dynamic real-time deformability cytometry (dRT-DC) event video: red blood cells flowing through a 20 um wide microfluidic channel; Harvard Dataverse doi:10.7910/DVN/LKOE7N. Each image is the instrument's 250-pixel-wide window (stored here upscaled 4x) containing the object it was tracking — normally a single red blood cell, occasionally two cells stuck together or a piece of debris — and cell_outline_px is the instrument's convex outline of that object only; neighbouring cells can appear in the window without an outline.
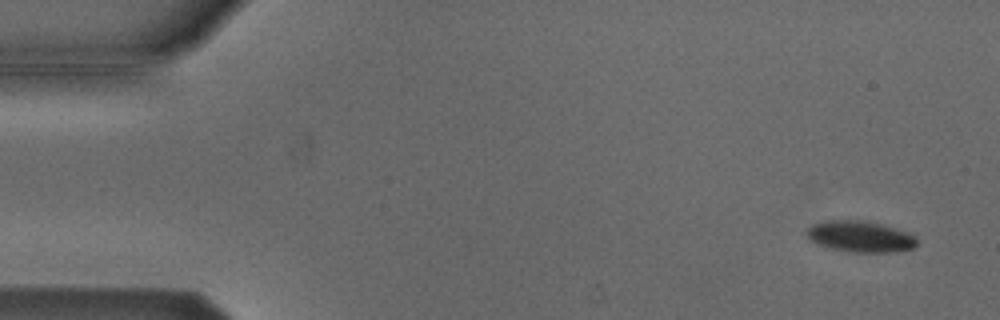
{"species": "Egyptian fruit bat (a non-hibernating species)", "species_latin": "Rousettus aegyptiacus", "temperature_condition": "cold", "stored_images_in_passage": 6, "segment_of_instrument_passage": [2, 2], "camera_frame_rate_fps": 3000, "um_per_image_px": 0.085, "animal": {"sex": "male"}, "frame": {"image": 1, "passage_image": 6, "time_ms": 1.667, "image_size_px": [1000, 320], "cell_outline_px": [[916, 244], [912, 248], [888, 252], [856, 252], [832, 248], [808, 240], [808, 228], [812, 224], [824, 220], [864, 220], [896, 228], [908, 232], [916, 240]], "centroid_in_image_um": [73.09, 20.08], "position_along_channel_um": 11.9, "area_um2": 19.65}}